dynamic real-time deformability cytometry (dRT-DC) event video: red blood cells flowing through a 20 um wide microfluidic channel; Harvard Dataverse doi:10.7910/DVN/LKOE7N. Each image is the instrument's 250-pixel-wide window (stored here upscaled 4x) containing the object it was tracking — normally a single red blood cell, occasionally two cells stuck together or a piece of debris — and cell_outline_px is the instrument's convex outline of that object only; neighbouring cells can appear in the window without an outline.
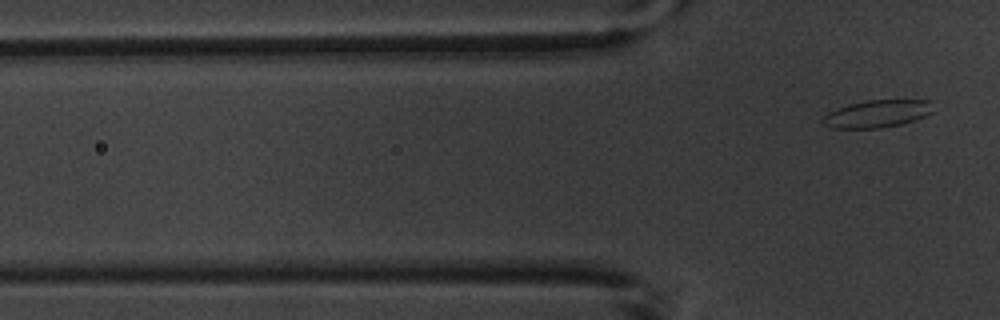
{"species": "common noctule bat (a hibernating species)", "species_latin": "Nyctalus noctula", "temperature_condition": "warm", "stored_images_in_passage": 6, "camera_frame_rate_fps": 3000, "um_per_image_px": 0.085, "animal": {"sex": "male", "body_mass_g": 20.1, "forearm_length_mm": 53.5}, "frame": {"image": 1, "passage_image": 6, "time_ms": 7.333, "image_size_px": [1000, 320], "cell_outline_px": [[932, 112], [924, 116], [900, 124], [880, 128], [832, 128], [824, 124], [820, 120], [828, 112], [848, 104], [868, 100], [932, 100]], "centroid_in_image_um": [74.54, 9.66], "position_along_channel_um": 51.3, "area_um2": 17.51}}